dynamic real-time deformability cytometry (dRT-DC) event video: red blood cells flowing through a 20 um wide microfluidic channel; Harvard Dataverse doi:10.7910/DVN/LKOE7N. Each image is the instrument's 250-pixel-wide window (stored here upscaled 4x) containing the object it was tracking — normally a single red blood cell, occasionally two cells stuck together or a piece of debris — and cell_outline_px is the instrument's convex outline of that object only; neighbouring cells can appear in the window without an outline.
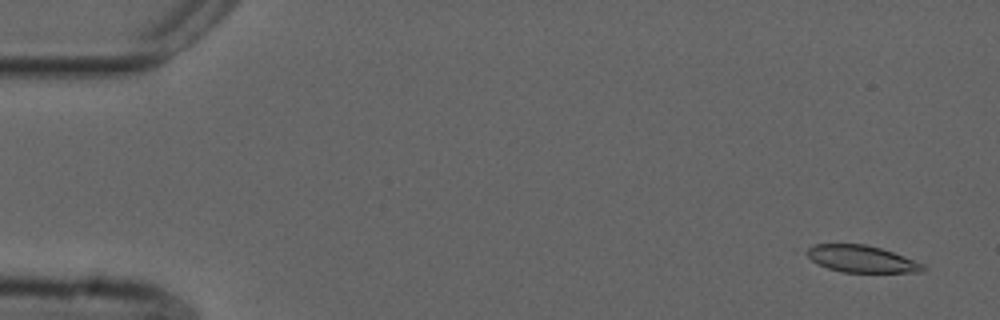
{"species": "common noctule bat (a hibernating species)", "species_latin": "Nyctalus noctula", "temperature_condition": "cold", "stored_images_in_passage": 3, "camera_frame_rate_fps": 3000, "um_per_image_px": 0.085, "animal": {"sex": "male", "forearm_length_mm": 52.5}, "frame": {"image": 1, "passage_image": 1, "time_ms": 0.0, "image_size_px": [1000, 320], "cell_outline_px": [[928, 268], [924, 272], [840, 272], [828, 268], [812, 260], [804, 252], [812, 244], [864, 244], [880, 248], [904, 256], [924, 264]], "centroid_in_image_um": [73.25, 22.01], "position_along_channel_um": 11.8, "area_um2": 18.21}}